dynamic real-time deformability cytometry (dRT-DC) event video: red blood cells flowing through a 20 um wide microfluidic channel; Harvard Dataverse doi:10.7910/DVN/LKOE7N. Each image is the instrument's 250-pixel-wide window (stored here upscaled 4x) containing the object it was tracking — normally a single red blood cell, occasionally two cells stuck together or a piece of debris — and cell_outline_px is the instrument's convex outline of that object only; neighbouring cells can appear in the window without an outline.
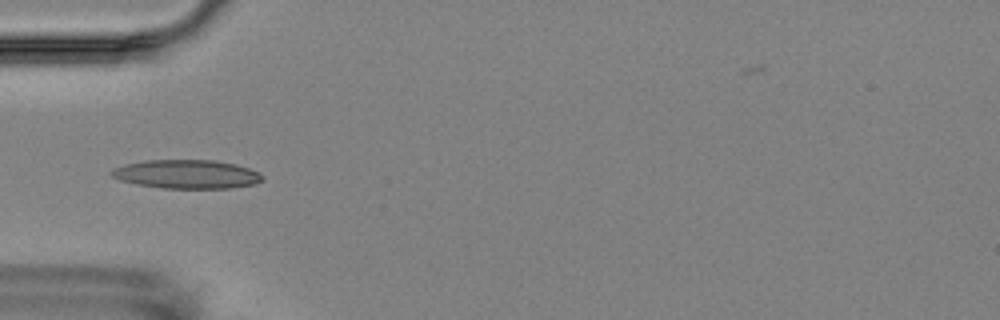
{"species": "Egyptian fruit bat (a non-hibernating species)", "species_latin": "Rousettus aegyptiacus", "temperature_condition": "room temperature", "stored_images_in_passage": 15, "camera_frame_rate_fps": 3000, "um_per_image_px": 0.085, "animal": {"sex": "female"}, "frame": {"image": 1, "passage_image": 5, "time_ms": 4.667, "image_size_px": [1000, 320], "cell_outline_px": [[264, 180], [256, 184], [228, 188], [160, 188], [136, 184], [120, 180], [112, 176], [112, 168], [124, 164], [144, 160], [212, 160], [236, 164], [248, 168], [264, 176]], "centroid_in_image_um": [15.87, 14.8], "position_along_channel_um": 69.1, "area_um2": 25.32}}
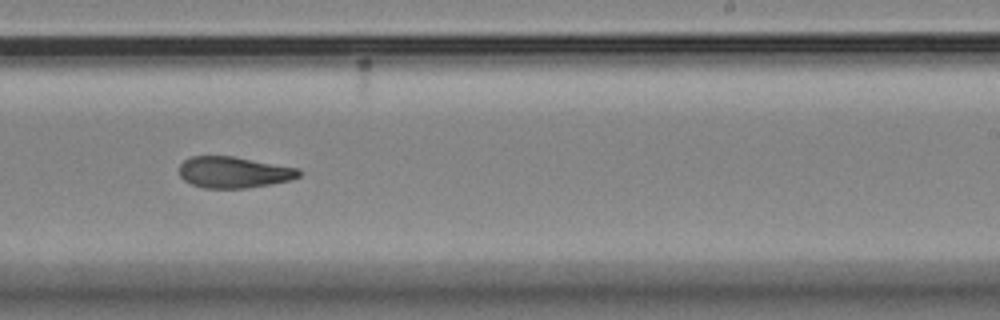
{"frame": {"image": 2, "passage_image": 10, "time_ms": 10.333, "image_size_px": [1000, 320], "cell_outline_px": [[300, 176], [288, 180], [268, 184], [244, 188], [204, 188], [192, 184], [184, 180], [180, 176], [180, 164], [184, 160], [192, 156], [232, 156], [300, 168]], "centroid_in_image_um": [19.85, 14.63], "position_along_channel_um": 269.1, "area_um2": 21.62}}
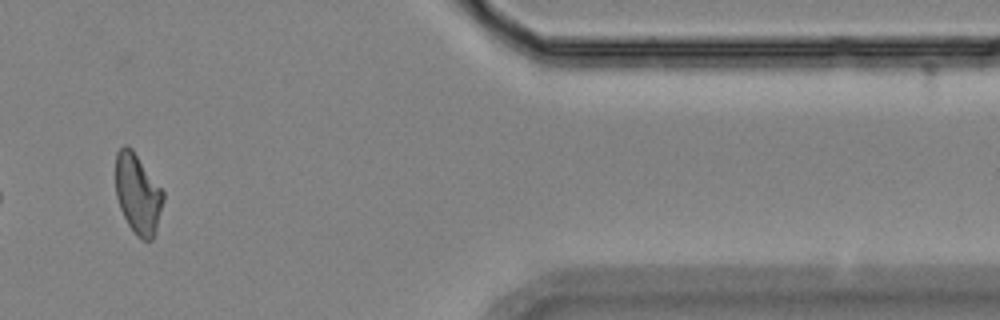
{"frame": {"image": 3, "passage_image": 14, "time_ms": 15.0, "image_size_px": [1000, 320], "cell_outline_px": [[164, 200], [156, 232], [152, 240], [140, 240], [132, 232], [120, 208], [116, 196], [116, 152], [124, 144], [128, 144], [132, 148], [164, 192]], "centroid_in_image_um": [11.72, 16.5], "position_along_channel_um": 399.7, "area_um2": 22.43}, "authors_computed_cell_mechanics": {"area_um2": 22.4842, "velocity_mm_per_s": 3.5222, "shape_relaxation_time_tau1_ms": null, "shape_relaxation_time_tau2_ms": 4.4239, "deformation_change_tau1": null, "deformation_change_tau2": 0.1261}}